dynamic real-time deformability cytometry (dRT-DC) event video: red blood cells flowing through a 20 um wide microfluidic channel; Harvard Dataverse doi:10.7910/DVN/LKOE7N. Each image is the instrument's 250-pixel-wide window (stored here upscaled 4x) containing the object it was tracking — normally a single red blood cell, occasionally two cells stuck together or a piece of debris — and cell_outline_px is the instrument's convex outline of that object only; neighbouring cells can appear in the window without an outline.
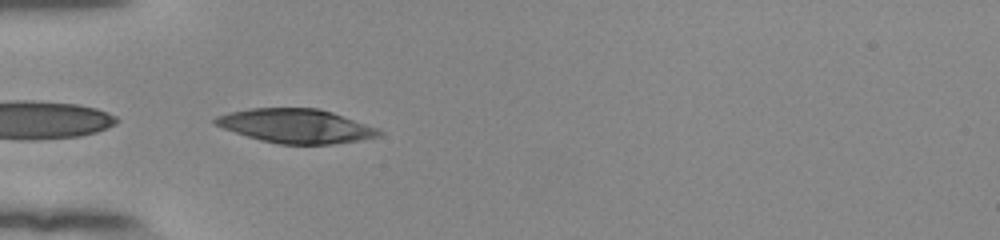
{"species": "human", "species_latin": "Homo sapiens", "temperature_condition": "room temperature", "stored_images_in_passage": 37, "camera_frame_rate_fps": 3000, "um_per_image_px": 0.085, "donor": {"sex": "female"}, "frame": {"image": 1, "passage_image": 1, "time_ms": 0.0, "image_size_px": [1000, 240], "cell_outline_px": [[384, 132], [380, 136], [360, 140], [332, 144], [280, 144], [260, 140], [212, 124], [212, 120], [216, 116], [228, 112], [248, 108], [320, 108], [332, 112], [376, 128]], "centroid_in_image_um": [25.12, 10.7], "position_along_channel_um": 59.9, "area_um2": 32.37}}
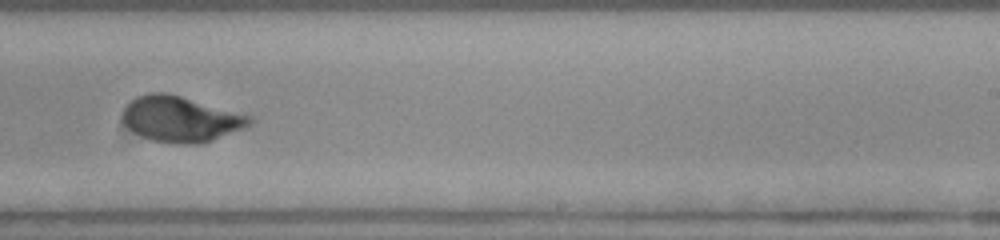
{"frame": {"image": 2, "passage_image": 18, "time_ms": 5.667, "image_size_px": [1000, 240], "cell_outline_px": [[256, 120], [252, 124], [244, 128], [204, 144], [176, 144], [152, 140], [136, 132], [124, 124], [120, 120], [120, 116], [124, 108], [136, 96], [152, 92], [168, 92], [252, 116]], "centroid_in_image_um": [15.38, 10.12], "position_along_channel_um": 273.6, "area_um2": 34.1}}
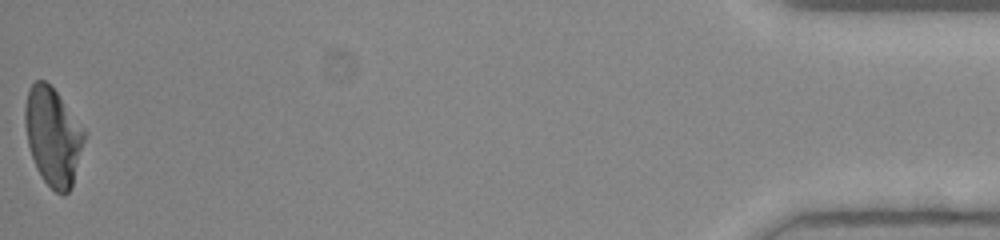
{"frame": {"image": 3, "passage_image": 37, "time_ms": 12.0, "image_size_px": [1000, 240], "cell_outline_px": [[84, 140], [72, 184], [68, 192], [64, 196], [56, 192], [40, 176], [36, 168], [28, 144], [24, 124], [24, 108], [28, 92], [32, 84], [36, 80], [44, 80], [56, 92], [84, 132]], "centroid_in_image_um": [4.45, 11.62], "position_along_channel_um": 430.7, "area_um2": 32.89}, "authors_computed_cell_mechanics": {"area_um2": 33.6396, "velocity_mm_per_s": 3.8833, "shape_relaxation_time_tau1_ms": 4.7345, "shape_relaxation_time_tau2_ms": null, "deformation_change_tau1": 0.2347, "deformation_change_tau2": null}}